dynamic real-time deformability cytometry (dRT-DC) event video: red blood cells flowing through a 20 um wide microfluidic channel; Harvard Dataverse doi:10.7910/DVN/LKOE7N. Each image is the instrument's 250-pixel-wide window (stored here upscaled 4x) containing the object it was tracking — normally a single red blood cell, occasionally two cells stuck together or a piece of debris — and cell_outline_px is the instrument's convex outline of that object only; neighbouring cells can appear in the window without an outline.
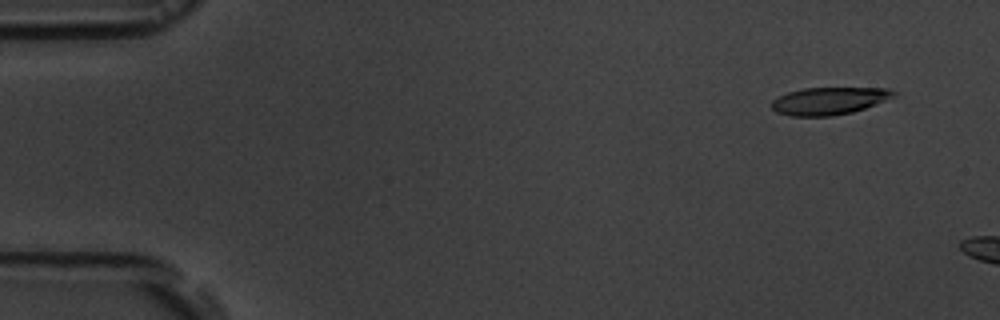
{"species": "common noctule bat (a hibernating species)", "species_latin": "Nyctalus noctula", "temperature_condition": "room temperature", "stored_images_in_passage": 4, "camera_frame_rate_fps": 3000, "um_per_image_px": 0.085, "animal": {"sex": "male", "body_mass_g": 19.5, "forearm_length_mm": 54.6}, "frame": {"image": 1, "passage_image": 2, "time_ms": 1.0, "image_size_px": [1000, 320], "cell_outline_px": [[896, 96], [864, 108], [852, 112], [832, 116], [792, 116], [776, 112], [772, 108], [772, 100], [788, 92], [804, 88], [888, 88], [896, 92]], "centroid_in_image_um": [70.47, 8.57], "position_along_channel_um": 14.5, "area_um2": 19.36}}